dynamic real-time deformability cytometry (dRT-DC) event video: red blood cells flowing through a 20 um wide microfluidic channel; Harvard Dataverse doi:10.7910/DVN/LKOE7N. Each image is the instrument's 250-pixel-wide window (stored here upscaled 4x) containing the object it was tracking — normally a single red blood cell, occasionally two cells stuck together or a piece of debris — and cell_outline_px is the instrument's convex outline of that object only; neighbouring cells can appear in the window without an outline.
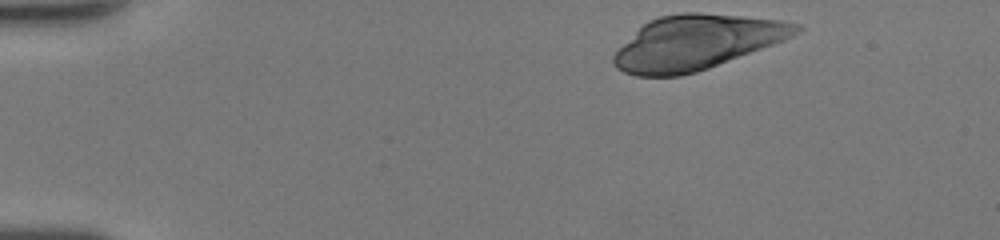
{"species": "human", "species_latin": "Homo sapiens", "temperature_condition": "room temperature", "stored_images_in_passage": 16, "camera_frame_rate_fps": 3000, "um_per_image_px": 0.085, "donor": {"sex": "female"}, "frame": {"image": 1, "passage_image": 1, "time_ms": 0.0, "image_size_px": [1000, 240], "cell_outline_px": [[804, 28], [800, 32], [784, 40], [708, 68], [696, 72], [680, 76], [636, 76], [624, 72], [616, 68], [612, 64], [612, 56], [648, 20], [660, 16], [680, 12], [700, 12], [780, 20], [800, 24]], "centroid_in_image_um": [59.21, 3.6], "position_along_channel_um": 25.8, "area_um2": 57.45}}